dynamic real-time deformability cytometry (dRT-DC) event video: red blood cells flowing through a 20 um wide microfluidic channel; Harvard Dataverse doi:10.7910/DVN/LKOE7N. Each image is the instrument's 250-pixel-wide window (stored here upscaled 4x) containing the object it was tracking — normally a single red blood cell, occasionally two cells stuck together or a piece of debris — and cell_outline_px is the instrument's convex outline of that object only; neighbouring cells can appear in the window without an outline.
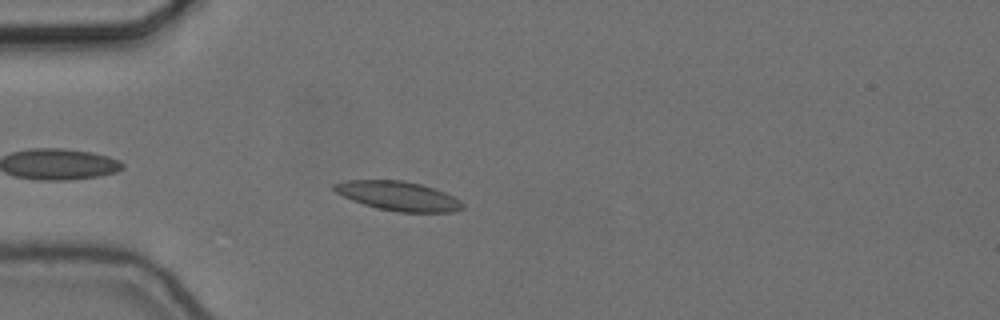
{"species": "common noctule bat (a hibernating species)", "species_latin": "Nyctalus noctula", "temperature_condition": "cold", "stored_images_in_passage": 37, "camera_frame_rate_fps": 3000, "um_per_image_px": 0.085, "animal": {"sex": "female", "body_mass_g": 24.6, "forearm_length_mm": 56.2}, "frame": {"image": 1, "passage_image": 4, "time_ms": 1.0, "image_size_px": [1000, 320], "cell_outline_px": [[464, 208], [452, 212], [396, 212], [376, 208], [352, 200], [336, 192], [332, 188], [332, 184], [348, 180], [404, 180], [420, 184], [444, 192], [460, 200], [464, 204]], "centroid_in_image_um": [33.84, 16.66], "position_along_channel_um": 51.2, "area_um2": 21.85}}
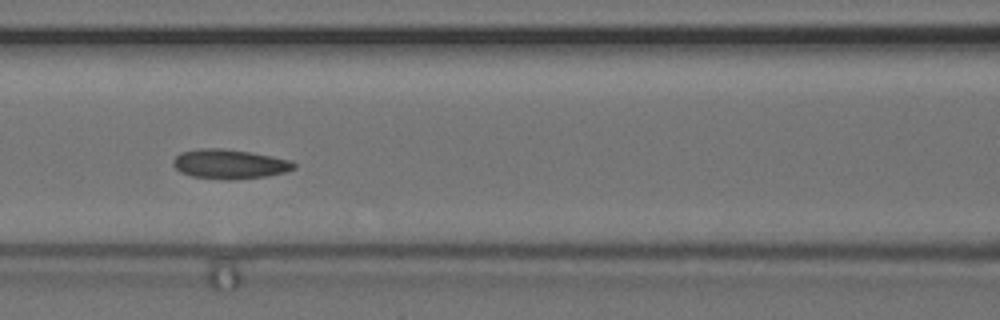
{"frame": {"image": 2, "passage_image": 13, "time_ms": 4.0, "image_size_px": [1000, 320], "cell_outline_px": [[296, 168], [284, 172], [268, 176], [236, 180], [224, 180], [192, 176], [180, 172], [172, 164], [172, 160], [180, 152], [200, 148], [224, 148], [252, 152], [292, 160], [296, 164]], "centroid_in_image_um": [19.52, 13.94], "position_along_channel_um": 147.1, "area_um2": 21.1}}
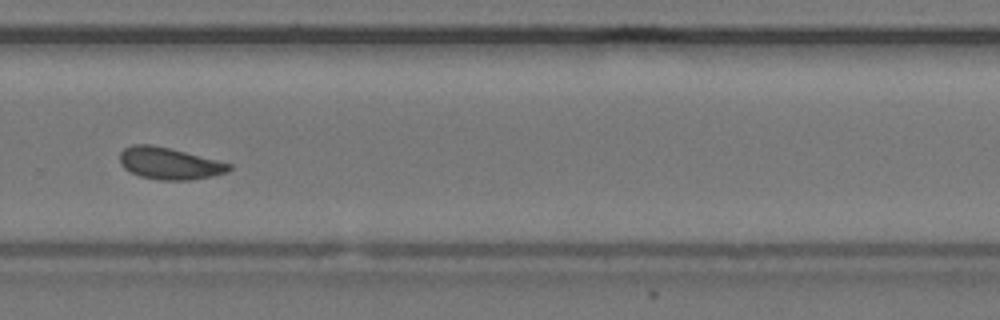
{"frame": {"image": 3, "passage_image": 27, "time_ms": 8.667, "image_size_px": [1000, 320], "cell_outline_px": [[232, 168], [228, 172], [212, 176], [192, 180], [160, 180], [140, 176], [124, 168], [120, 164], [120, 152], [124, 148], [132, 144], [152, 144], [232, 164]], "centroid_in_image_um": [14.38, 13.89], "position_along_channel_um": 315.4, "area_um2": 20.17}, "authors_computed_cell_mechanics": {"area_um2": 20.6924, "velocity_mm_per_s": 3.6232, "shape_relaxation_time_tau1_ms": 3.164, "shape_relaxation_time_tau2_ms": 1.7143, "deformation_change_tau1": 0.1084, "deformation_change_tau2": 0.0709}}